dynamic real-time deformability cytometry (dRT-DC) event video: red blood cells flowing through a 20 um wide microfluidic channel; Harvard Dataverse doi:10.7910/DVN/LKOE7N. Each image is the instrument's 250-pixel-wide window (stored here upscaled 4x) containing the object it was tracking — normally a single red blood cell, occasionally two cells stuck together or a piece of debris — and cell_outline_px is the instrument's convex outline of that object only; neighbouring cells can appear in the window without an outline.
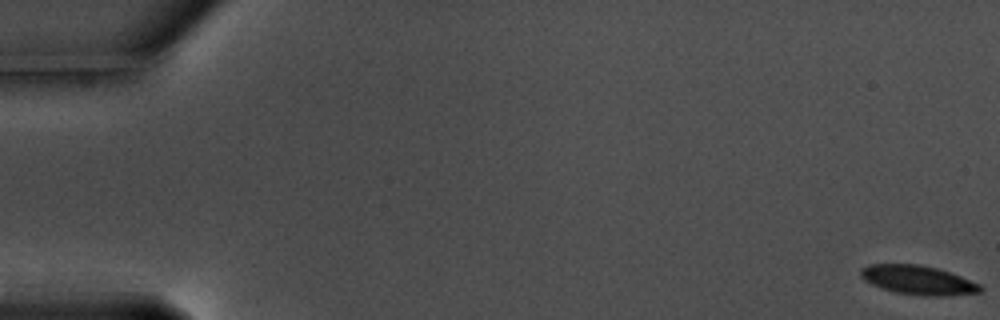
{"species": "common noctule bat (a hibernating species)", "species_latin": "Nyctalus noctula", "temperature_condition": "warm", "stored_images_in_passage": 14, "camera_frame_rate_fps": 3000, "um_per_image_px": 0.085, "animal": {"sex": "male", "body_mass_g": 17.5, "forearm_length_mm": 52.3}, "frame": {"image": 1, "passage_image": 1, "time_ms": 0.0, "image_size_px": [1000, 320], "cell_outline_px": [[984, 288], [980, 292], [940, 296], [924, 296], [896, 292], [880, 288], [864, 280], [860, 276], [860, 268], [868, 264], [920, 264], [936, 268], [960, 276], [980, 284]], "centroid_in_image_um": [78.0, 23.8], "position_along_channel_um": 7.0, "area_um2": 20.23}}